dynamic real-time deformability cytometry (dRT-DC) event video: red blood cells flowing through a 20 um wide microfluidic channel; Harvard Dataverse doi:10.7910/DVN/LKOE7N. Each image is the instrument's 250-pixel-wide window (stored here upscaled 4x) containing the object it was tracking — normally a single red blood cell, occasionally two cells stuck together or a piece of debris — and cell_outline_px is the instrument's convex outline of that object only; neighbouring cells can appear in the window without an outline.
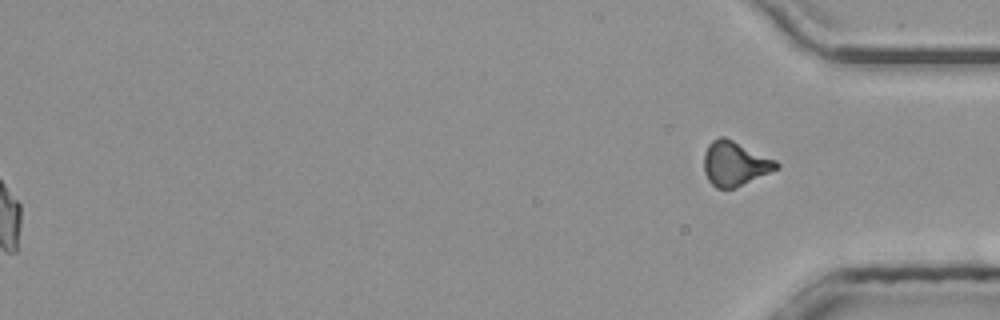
{"species": "common noctule bat (a hibernating species)", "species_latin": "Nyctalus noctula", "temperature_condition": "room temperature", "stored_images_in_passage": 50, "segment_of_instrument_passage": [2, 2], "camera_frame_rate_fps": 3000, "um_per_image_px": 0.085, "animal": {"sex": "male", "body_mass_g": 20.4}, "frame": {"image": 1, "passage_image": 50, "time_ms": 16.333, "image_size_px": [1000, 320], "cell_outline_px": [[780, 168], [736, 188], [716, 188], [708, 180], [704, 172], [704, 152], [708, 144], [712, 140], [720, 136], [724, 136], [776, 160], [780, 164]], "centroid_in_image_um": [62.46, 13.91], "position_along_channel_um": 372.7, "area_um2": 18.9}}